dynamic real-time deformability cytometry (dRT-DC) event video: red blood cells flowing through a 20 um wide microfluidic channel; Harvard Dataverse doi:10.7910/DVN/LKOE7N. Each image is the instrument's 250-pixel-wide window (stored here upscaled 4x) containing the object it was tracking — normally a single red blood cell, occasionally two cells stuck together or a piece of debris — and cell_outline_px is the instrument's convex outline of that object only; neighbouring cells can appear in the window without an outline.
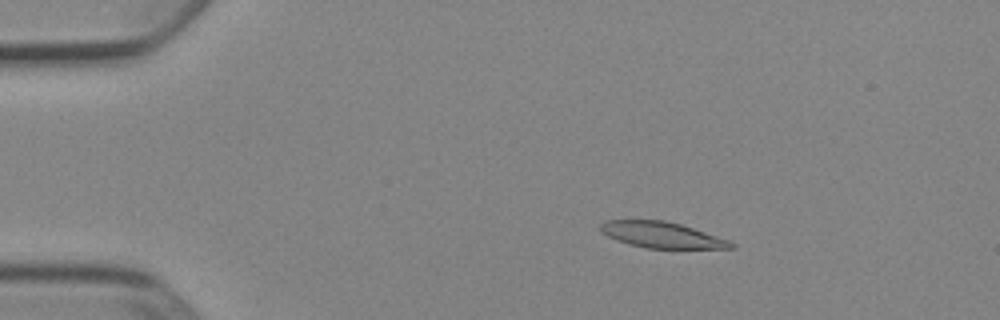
{"species": "Egyptian fruit bat (a non-hibernating species)", "species_latin": "Rousettus aegyptiacus", "temperature_condition": "cold", "stored_images_in_passage": 53, "camera_frame_rate_fps": 3000, "um_per_image_px": 0.085, "animal": {"sex": "female"}, "frame": {"image": 1, "passage_image": 10, "time_ms": 3.0, "image_size_px": [1000, 320], "cell_outline_px": [[736, 248], [644, 248], [616, 240], [600, 232], [600, 224], [604, 220], [664, 220], [680, 224], [728, 240], [736, 244]], "centroid_in_image_um": [56.21, 19.96], "position_along_channel_um": 28.8, "area_um2": 19.59}}
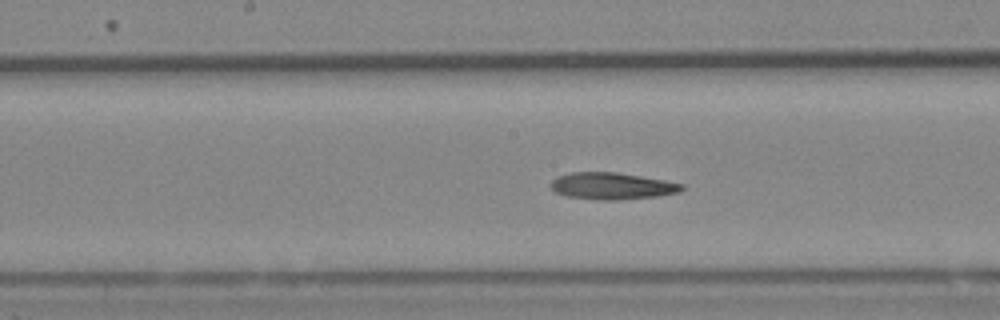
{"frame": {"image": 2, "passage_image": 28, "time_ms": 9.0, "image_size_px": [1000, 320], "cell_outline_px": [[684, 188], [680, 192], [656, 196], [620, 200], [600, 200], [564, 196], [556, 192], [548, 184], [556, 176], [572, 172], [616, 172], [664, 180], [684, 184]], "centroid_in_image_um": [51.99, 15.81], "position_along_channel_um": 196.2, "area_um2": 20.58}}
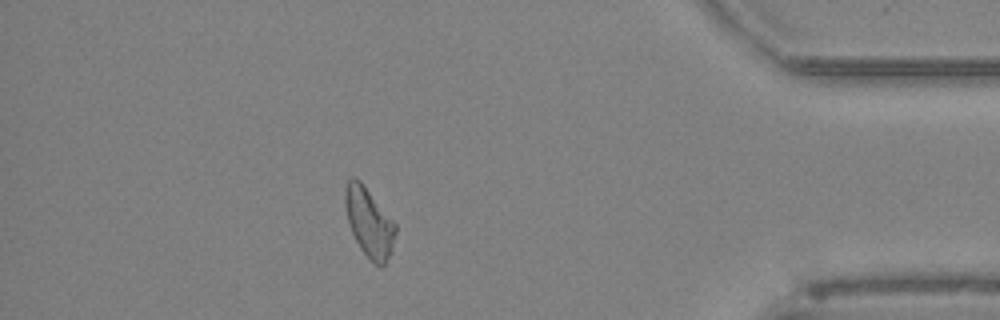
{"frame": {"image": 3, "passage_image": 47, "time_ms": 15.333, "image_size_px": [1000, 320], "cell_outline_px": [[396, 232], [392, 248], [384, 264], [376, 264], [360, 248], [352, 232], [348, 220], [344, 204], [344, 188], [348, 180], [352, 176], [356, 176], [364, 184], [396, 224]], "centroid_in_image_um": [31.35, 18.81], "position_along_channel_um": 403.9, "area_um2": 20.0}}